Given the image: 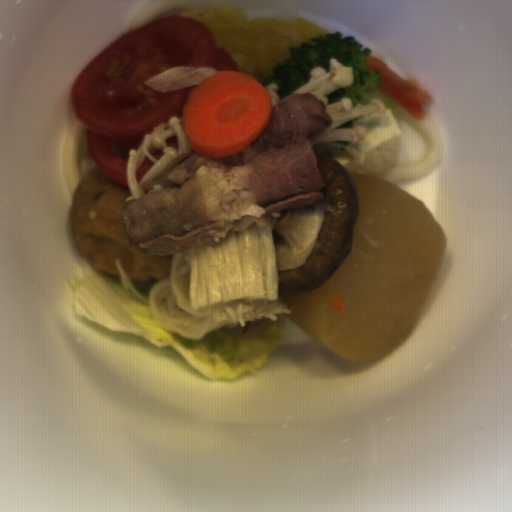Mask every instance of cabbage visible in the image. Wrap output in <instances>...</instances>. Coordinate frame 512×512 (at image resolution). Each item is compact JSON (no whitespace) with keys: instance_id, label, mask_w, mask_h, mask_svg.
Listing matches in <instances>:
<instances>
[{"instance_id":"2","label":"cabbage","mask_w":512,"mask_h":512,"mask_svg":"<svg viewBox=\"0 0 512 512\" xmlns=\"http://www.w3.org/2000/svg\"><path fill=\"white\" fill-rule=\"evenodd\" d=\"M177 15L198 20L213 35L216 49L224 47L238 71L252 75L260 83L274 74L278 62L283 64L290 58V47H301L303 42L314 44L316 41L311 38L331 33L304 18L293 22L270 17L248 20L242 9L225 6Z\"/></svg>"},{"instance_id":"3","label":"cabbage","mask_w":512,"mask_h":512,"mask_svg":"<svg viewBox=\"0 0 512 512\" xmlns=\"http://www.w3.org/2000/svg\"><path fill=\"white\" fill-rule=\"evenodd\" d=\"M214 74L217 70L210 66H177L150 78L144 85L157 92H172L198 85Z\"/></svg>"},{"instance_id":"1","label":"cabbage","mask_w":512,"mask_h":512,"mask_svg":"<svg viewBox=\"0 0 512 512\" xmlns=\"http://www.w3.org/2000/svg\"><path fill=\"white\" fill-rule=\"evenodd\" d=\"M75 315L113 332L139 335L157 347L170 345L206 378L235 379L240 374L266 364L269 353L284 336L285 313L275 314L270 327L251 339H239L221 327L201 339H186L163 329L152 317L149 304L124 289L121 281L98 274L75 290Z\"/></svg>"}]
</instances>
